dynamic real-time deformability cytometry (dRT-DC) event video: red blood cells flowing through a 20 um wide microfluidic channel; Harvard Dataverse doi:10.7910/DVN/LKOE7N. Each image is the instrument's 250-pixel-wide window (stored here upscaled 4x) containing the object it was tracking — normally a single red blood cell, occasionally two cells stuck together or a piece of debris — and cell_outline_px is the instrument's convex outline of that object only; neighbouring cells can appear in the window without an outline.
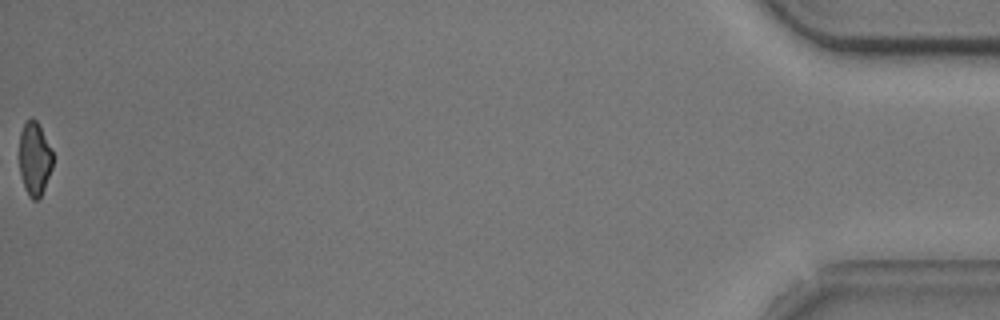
{"species": "common noctule bat (a hibernating species)", "species_latin": "Nyctalus noctula", "temperature_condition": "cold", "stored_images_in_passage": 40, "camera_frame_rate_fps": 3000, "um_per_image_px": 0.085, "animal": {"sex": "male", "body_mass_g": 20.5, "forearm_length_mm": 52.5}, "frame": {"image": 1, "passage_image": 40, "time_ms": 13.0, "image_size_px": [1000, 320], "cell_outline_px": [[52, 168], [44, 188], [40, 196], [36, 200], [32, 200], [28, 196], [24, 188], [20, 172], [20, 132], [24, 124], [32, 116], [36, 120], [52, 152]], "centroid_in_image_um": [2.92, 13.52], "position_along_channel_um": 432.3, "area_um2": 14.05}, "authors_computed_cell_mechanics": {"area_um2": 16.8487, "velocity_mm_per_s": 3.7533, "shape_relaxation_time_tau1_ms": 4.7173, "shape_relaxation_time_tau2_ms": null, "deformation_change_tau1": 0.0985, "deformation_change_tau2": null}}